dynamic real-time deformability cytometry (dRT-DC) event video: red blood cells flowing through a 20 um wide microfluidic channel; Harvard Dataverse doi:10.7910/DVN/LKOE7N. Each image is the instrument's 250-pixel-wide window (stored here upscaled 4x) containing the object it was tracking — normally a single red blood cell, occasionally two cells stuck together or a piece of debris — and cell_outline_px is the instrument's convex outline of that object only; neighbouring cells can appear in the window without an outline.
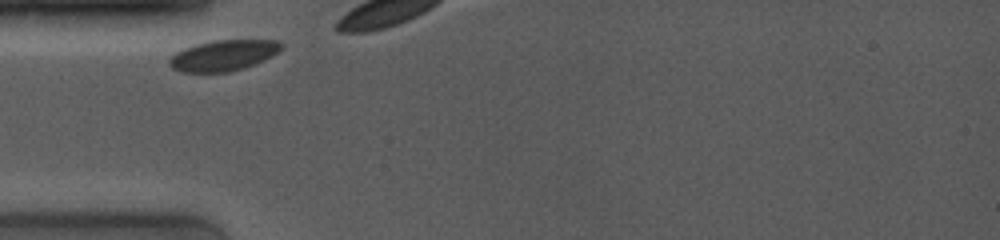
{"species": "common noctule bat (a hibernating species)", "species_latin": "Nyctalus noctula", "temperature_condition": "room temperature", "stored_images_in_passage": 3, "camera_frame_rate_fps": 4000, "um_per_image_px": 0.085, "animal": {"sex": "female", "body_mass_g": 19.0, "forearm_length_mm": 53.3}, "frame": {"image": 1, "passage_image": 1, "time_ms": 0.0, "image_size_px": [1000, 240], "cell_outline_px": [[284, 48], [272, 56], [244, 68], [228, 72], [180, 72], [172, 68], [168, 64], [168, 60], [176, 52], [184, 48], [196, 44], [216, 40], [276, 40], [284, 44]], "centroid_in_image_um": [18.99, 4.71], "position_along_channel_um": 66.0, "area_um2": 20.11}}